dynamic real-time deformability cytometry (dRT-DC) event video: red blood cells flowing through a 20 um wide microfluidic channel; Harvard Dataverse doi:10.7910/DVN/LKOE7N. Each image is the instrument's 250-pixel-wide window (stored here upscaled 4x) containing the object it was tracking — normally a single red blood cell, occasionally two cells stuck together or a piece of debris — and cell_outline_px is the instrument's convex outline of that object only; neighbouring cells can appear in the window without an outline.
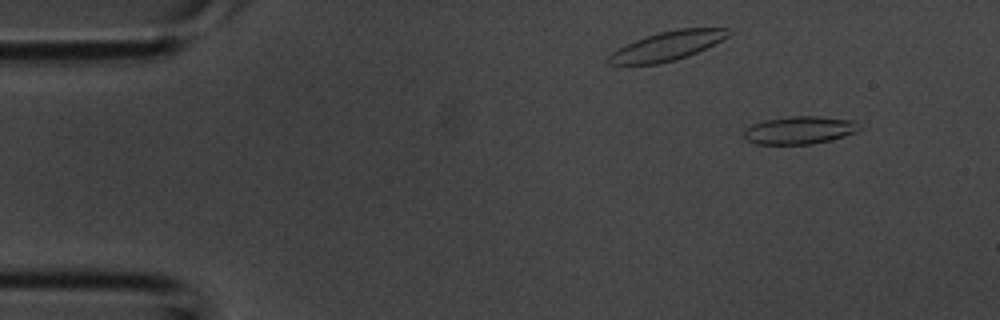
{"species": "common noctule bat (a hibernating species)", "species_latin": "Nyctalus noctula", "temperature_condition": "room temperature", "stored_images_in_passage": 3, "camera_frame_rate_fps": 3000, "um_per_image_px": 0.085, "animal": {"sex": "male", "body_mass_g": 20.1, "forearm_length_mm": 53.5}, "frame": {"image": 1, "passage_image": 1, "time_ms": 0.0, "image_size_px": [1000, 320], "cell_outline_px": [[860, 128], [856, 132], [844, 136], [812, 144], [756, 144], [748, 140], [744, 136], [744, 128], [752, 124], [764, 120], [788, 116], [820, 116], [856, 120]], "centroid_in_image_um": [67.95, 11.05], "position_along_channel_um": 17.0, "area_um2": 18.79}}